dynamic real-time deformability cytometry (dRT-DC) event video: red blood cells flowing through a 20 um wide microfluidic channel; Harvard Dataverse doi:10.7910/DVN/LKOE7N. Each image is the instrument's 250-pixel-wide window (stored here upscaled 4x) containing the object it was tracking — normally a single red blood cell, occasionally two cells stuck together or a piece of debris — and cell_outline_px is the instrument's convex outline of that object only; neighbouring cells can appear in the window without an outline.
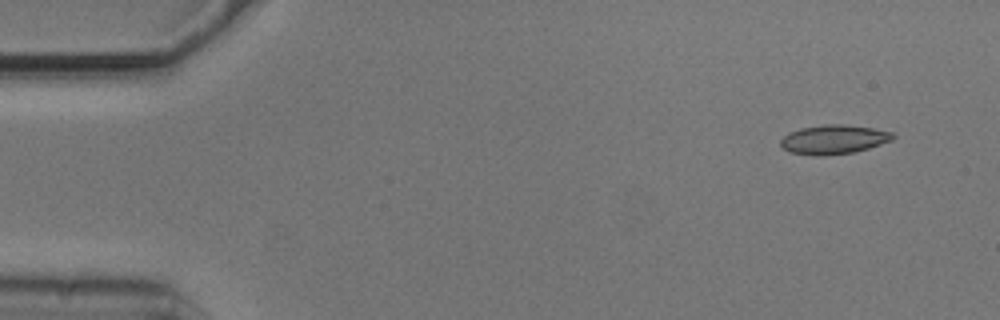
{"species": "common noctule bat (a hibernating species)", "species_latin": "Nyctalus noctula", "temperature_condition": "cold", "stored_images_in_passage": 14, "camera_frame_rate_fps": 3000, "um_per_image_px": 0.085, "animal": {"sex": "male", "body_mass_g": 20.5, "forearm_length_mm": 52.5}, "frame": {"image": 1, "passage_image": 1, "time_ms": 0.0, "image_size_px": [1000, 320], "cell_outline_px": [[896, 136], [892, 140], [868, 148], [852, 152], [824, 156], [816, 156], [792, 152], [784, 148], [780, 144], [780, 140], [788, 132], [800, 128], [824, 124], [844, 124], [872, 128], [892, 132]], "centroid_in_image_um": [70.85, 11.84], "position_along_channel_um": 14.1, "area_um2": 19.02}}